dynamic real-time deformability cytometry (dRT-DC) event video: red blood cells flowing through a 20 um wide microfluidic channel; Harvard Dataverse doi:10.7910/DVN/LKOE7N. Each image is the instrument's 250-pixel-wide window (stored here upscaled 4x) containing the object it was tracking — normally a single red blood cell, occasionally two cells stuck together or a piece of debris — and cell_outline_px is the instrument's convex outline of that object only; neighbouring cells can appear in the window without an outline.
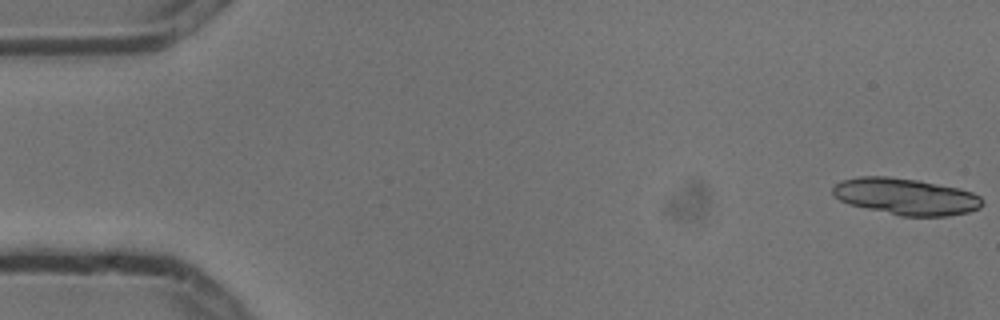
{"species": "common noctule bat (a hibernating species)", "species_latin": "Nyctalus noctula", "temperature_condition": "cold", "stored_images_in_passage": 5, "camera_frame_rate_fps": 3000, "um_per_image_px": 0.085, "animal": {"sex": "male", "body_mass_g": 13.3}, "frame": {"image": 1, "passage_image": 1, "time_ms": 0.0, "image_size_px": [1000, 320], "cell_outline_px": [[984, 204], [980, 208], [968, 212], [948, 216], [900, 216], [848, 204], [840, 200], [832, 192], [832, 188], [840, 180], [860, 176], [888, 176], [920, 180], [960, 188], [972, 192], [980, 196], [984, 200]], "centroid_in_image_um": [77.02, 16.7], "position_along_channel_um": 8.0, "area_um2": 32.19}}